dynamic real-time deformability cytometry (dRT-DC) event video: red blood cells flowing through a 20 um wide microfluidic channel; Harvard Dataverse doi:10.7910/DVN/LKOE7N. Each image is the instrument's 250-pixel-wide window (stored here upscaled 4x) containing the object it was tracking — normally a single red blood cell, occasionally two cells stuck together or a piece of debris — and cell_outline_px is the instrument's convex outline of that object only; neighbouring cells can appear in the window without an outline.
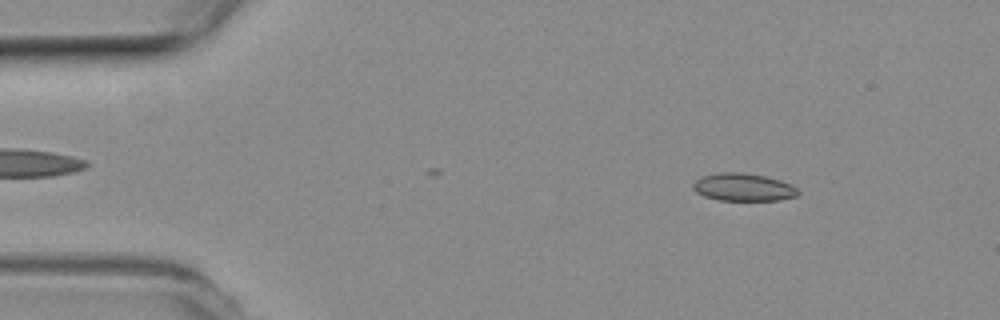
{"species": "common noctule bat (a hibernating species)", "species_latin": "Nyctalus noctula", "temperature_condition": "room temperature", "stored_images_in_passage": 20, "camera_frame_rate_fps": 3000, "um_per_image_px": 0.085, "animal": {"sex": "female", "body_mass_g": 19.3, "forearm_length_mm": 54.1}, "frame": {"image": 1, "passage_image": 7, "time_ms": 2.0, "image_size_px": [1000, 320], "cell_outline_px": [[800, 192], [796, 196], [780, 200], [720, 200], [704, 196], [696, 192], [692, 188], [692, 184], [700, 176], [716, 172], [744, 172], [764, 176], [780, 180], [796, 188]], "centroid_in_image_um": [63.13, 15.9], "position_along_channel_um": 21.9, "area_um2": 16.99}}
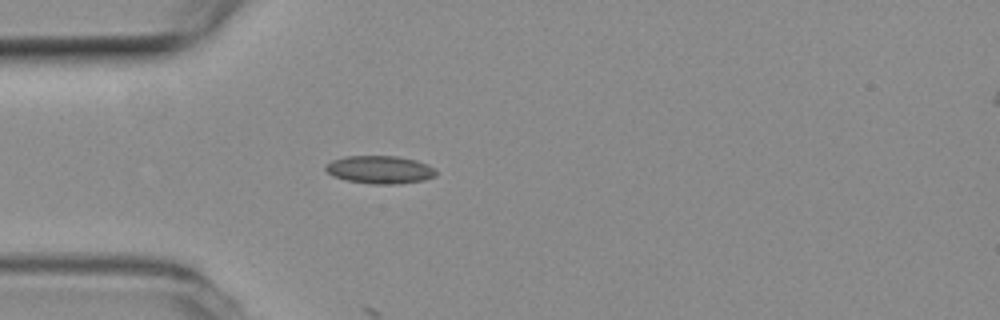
{"frame": {"image": 2, "passage_image": 15, "time_ms": 4.667, "image_size_px": [1000, 320], "cell_outline_px": [[436, 176], [424, 180], [396, 184], [372, 184], [348, 180], [332, 176], [324, 168], [324, 164], [332, 160], [344, 156], [396, 156], [416, 160], [428, 164], [436, 172]], "centroid_in_image_um": [32.26, 14.41], "position_along_channel_um": 52.7, "area_um2": 17.98}}
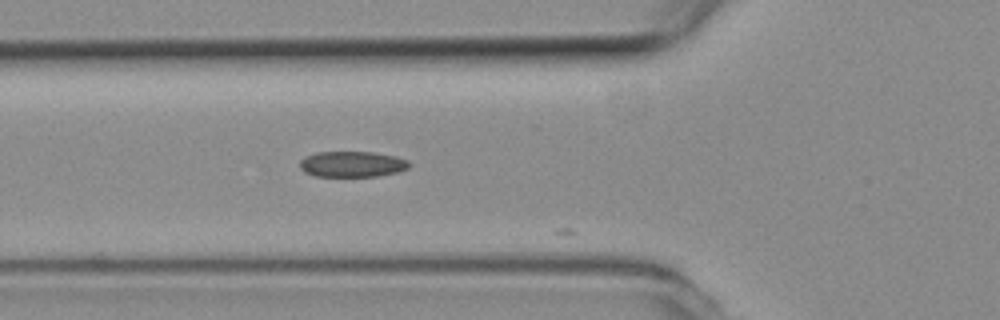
{"frame": {"image": 3, "passage_image": 19, "time_ms": 6.0, "image_size_px": [1000, 320], "cell_outline_px": [[412, 164], [408, 168], [400, 172], [376, 176], [316, 176], [304, 172], [300, 168], [300, 160], [304, 156], [316, 152], [372, 152], [396, 156], [408, 160]], "centroid_in_image_um": [29.95, 13.95], "position_along_channel_um": 95.8, "area_um2": 16.59}}